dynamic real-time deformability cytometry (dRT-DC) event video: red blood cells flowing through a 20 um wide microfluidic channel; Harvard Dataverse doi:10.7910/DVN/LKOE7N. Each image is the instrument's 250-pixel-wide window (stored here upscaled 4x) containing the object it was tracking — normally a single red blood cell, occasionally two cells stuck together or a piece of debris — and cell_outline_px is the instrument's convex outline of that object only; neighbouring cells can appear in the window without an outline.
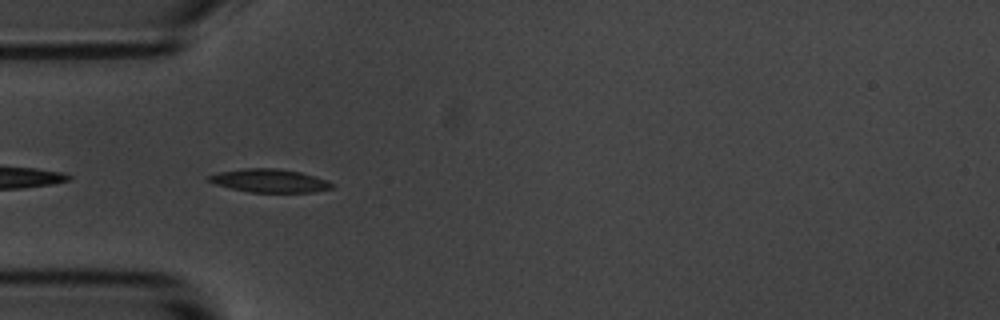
{"species": "common noctule bat (a hibernating species)", "species_latin": "Nyctalus noctula", "temperature_condition": "room temperature", "stored_images_in_passage": 6, "camera_frame_rate_fps": 3000, "um_per_image_px": 0.085, "animal": {"sex": "male", "body_mass_g": 20.1, "forearm_length_mm": 53.5}, "frame": {"image": 1, "passage_image": 3, "time_ms": 2.333, "image_size_px": [1000, 320], "cell_outline_px": [[332, 188], [312, 192], [252, 192], [232, 188], [216, 184], [208, 180], [204, 176], [220, 172], [244, 168], [276, 168], [300, 172], [328, 180], [332, 184]], "centroid_in_image_um": [22.89, 15.35], "position_along_channel_um": 62.1, "area_um2": 16.53}}
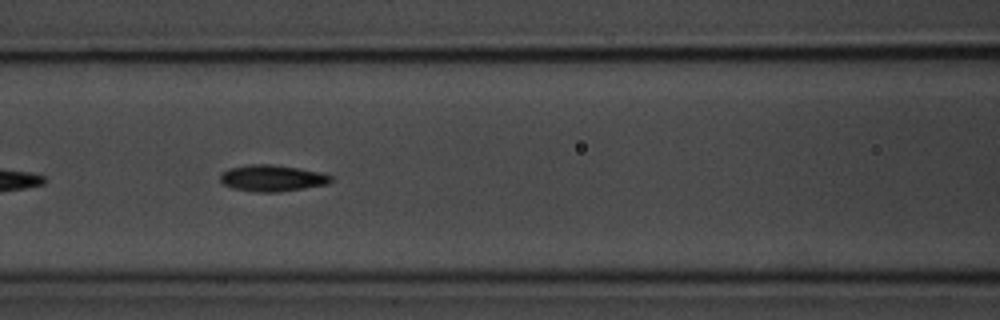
{"frame": {"image": 2, "passage_image": 5, "time_ms": 4.667, "image_size_px": [1000, 320], "cell_outline_px": [[332, 180], [328, 184], [280, 192], [256, 192], [232, 188], [224, 184], [220, 180], [220, 172], [228, 168], [248, 164], [268, 164], [300, 168], [320, 172], [332, 176]], "centroid_in_image_um": [23.11, 15.14], "position_along_channel_um": 143.5, "area_um2": 17.17}}
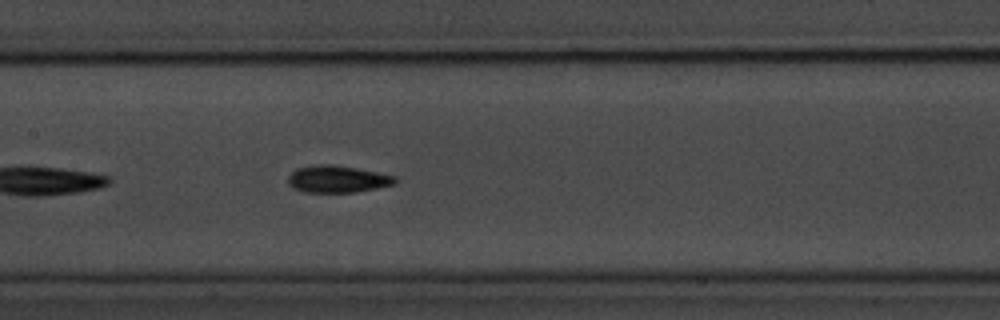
{"frame": {"image": 3, "passage_image": 6, "time_ms": 5.667, "image_size_px": [1000, 320], "cell_outline_px": [[396, 184], [356, 192], [304, 192], [292, 188], [288, 184], [288, 176], [296, 168], [312, 164], [336, 164], [396, 176]], "centroid_in_image_um": [28.64, 15.21], "position_along_channel_um": 178.8, "area_um2": 17.05}}